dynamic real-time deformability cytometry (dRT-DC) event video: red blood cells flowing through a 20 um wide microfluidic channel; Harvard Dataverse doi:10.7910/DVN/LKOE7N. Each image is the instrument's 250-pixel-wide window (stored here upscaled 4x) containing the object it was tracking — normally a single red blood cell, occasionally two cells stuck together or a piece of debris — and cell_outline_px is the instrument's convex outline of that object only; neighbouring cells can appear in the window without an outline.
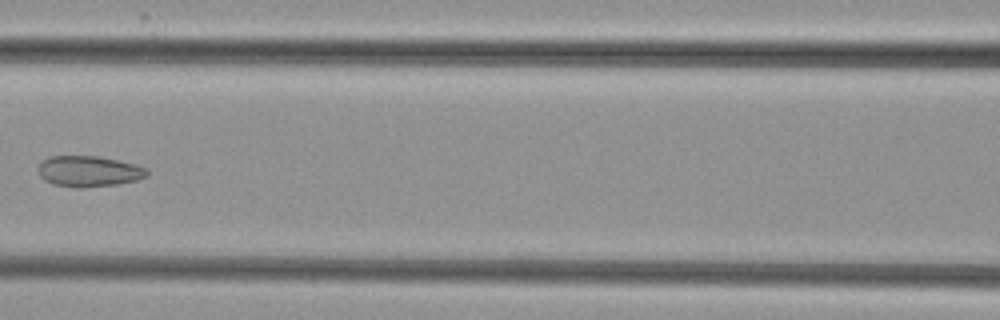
{"species": "common noctule bat (a hibernating species)", "species_latin": "Nyctalus noctula", "temperature_condition": "cold", "stored_images_in_passage": 7, "camera_frame_rate_fps": 3000, "um_per_image_px": 0.085, "animal": {"sex": "female", "body_mass_g": 29.2, "forearm_length_mm": 56.3}, "frame": {"image": 1, "passage_image": 7, "time_ms": 7.333, "image_size_px": [1000, 320], "cell_outline_px": [[148, 176], [136, 180], [116, 184], [84, 188], [76, 188], [52, 184], [44, 180], [40, 176], [36, 168], [48, 156], [100, 156], [136, 164], [148, 168]], "centroid_in_image_um": [7.54, 14.56], "position_along_channel_um": 159.1, "area_um2": 19.83}}